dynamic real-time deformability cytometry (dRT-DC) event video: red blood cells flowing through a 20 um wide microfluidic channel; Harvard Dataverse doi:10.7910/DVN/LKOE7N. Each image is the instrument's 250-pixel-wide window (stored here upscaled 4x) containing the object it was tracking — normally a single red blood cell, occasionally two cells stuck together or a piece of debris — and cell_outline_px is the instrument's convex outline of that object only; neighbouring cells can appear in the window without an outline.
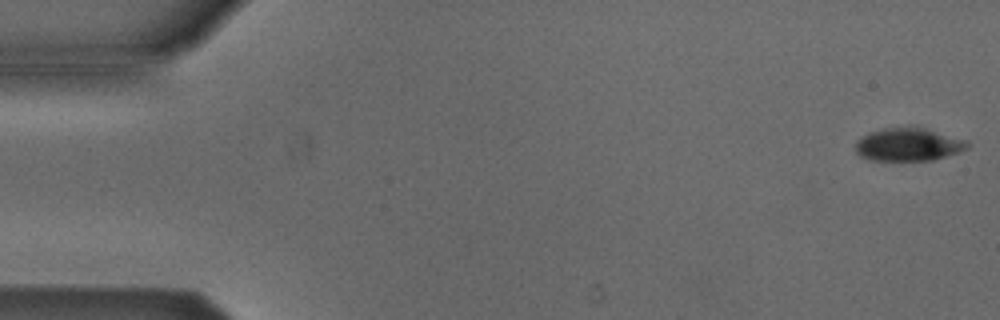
{"species": "Egyptian fruit bat (a non-hibernating species)", "species_latin": "Rousettus aegyptiacus", "temperature_condition": "cold", "stored_images_in_passage": 4, "camera_frame_rate_fps": 3000, "um_per_image_px": 0.085, "animal": {"sex": "male"}, "frame": {"image": 1, "passage_image": 1, "time_ms": 0.0, "image_size_px": [1000, 320], "cell_outline_px": [[968, 148], [932, 160], [868, 160], [860, 156], [856, 152], [856, 140], [860, 136], [868, 132], [884, 128], [924, 128], [968, 140]], "centroid_in_image_um": [77.16, 12.28], "position_along_channel_um": 7.8, "area_um2": 21.27}}
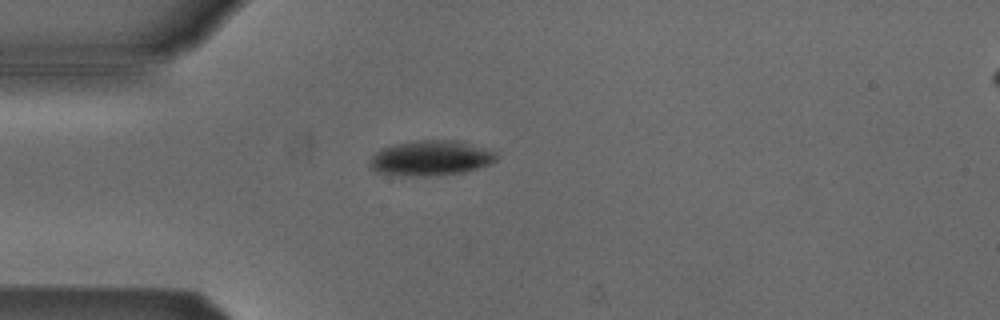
{"frame": {"image": 2, "passage_image": 4, "time_ms": 4.333, "image_size_px": [1000, 320], "cell_outline_px": [[496, 160], [488, 164], [464, 172], [436, 176], [404, 176], [376, 172], [368, 168], [368, 160], [380, 148], [396, 144], [416, 140], [460, 140], [496, 152]], "centroid_in_image_um": [36.55, 13.44], "position_along_channel_um": 48.4, "area_um2": 26.18}}